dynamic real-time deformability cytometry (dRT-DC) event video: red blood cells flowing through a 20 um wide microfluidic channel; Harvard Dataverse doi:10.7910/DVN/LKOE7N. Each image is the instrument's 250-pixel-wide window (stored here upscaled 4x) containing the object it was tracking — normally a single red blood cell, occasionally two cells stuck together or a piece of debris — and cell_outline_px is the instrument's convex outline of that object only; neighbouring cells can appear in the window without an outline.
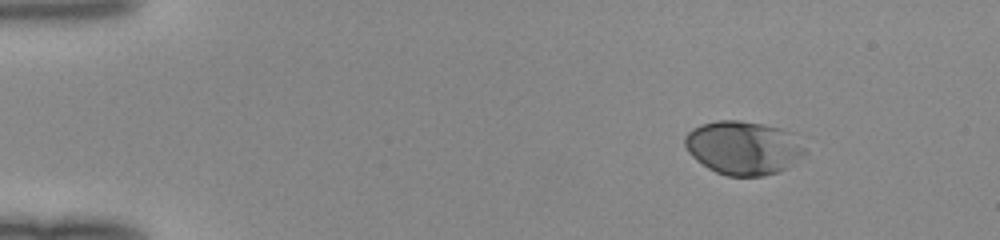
{"species": "human", "species_latin": "Homo sapiens", "temperature_condition": "room temperature", "stored_images_in_passage": 44, "camera_frame_rate_fps": 3000, "um_per_image_px": 0.085, "donor": {"sex": "female"}, "frame": {"image": 1, "passage_image": 1, "time_ms": 0.0, "image_size_px": [1000, 240], "cell_outline_px": [[808, 152], [788, 168], [764, 176], [728, 176], [716, 172], [708, 168], [696, 160], [688, 152], [684, 144], [684, 136], [692, 128], [700, 124], [716, 120], [740, 120], [764, 124], [780, 128], [792, 132]], "centroid_in_image_um": [63.18, 12.55], "position_along_channel_um": 21.8, "area_um2": 37.92}}
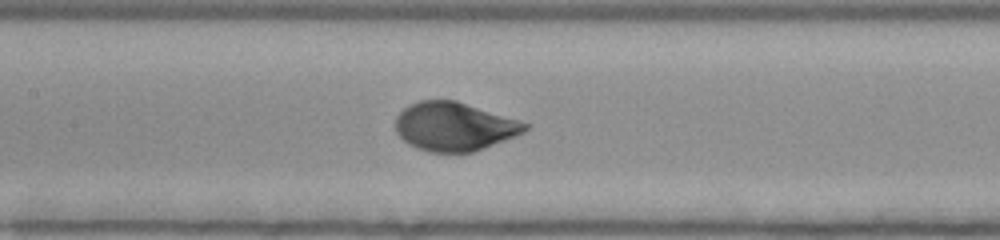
{"frame": {"image": 2, "passage_image": 19, "time_ms": 6.0, "image_size_px": [1000, 240], "cell_outline_px": [[532, 124], [524, 132], [516, 136], [472, 152], [428, 152], [416, 148], [408, 144], [396, 132], [396, 116], [404, 108], [420, 100], [456, 100]], "centroid_in_image_um": [38.62, 10.75], "position_along_channel_um": 168.8, "area_um2": 36.65}}
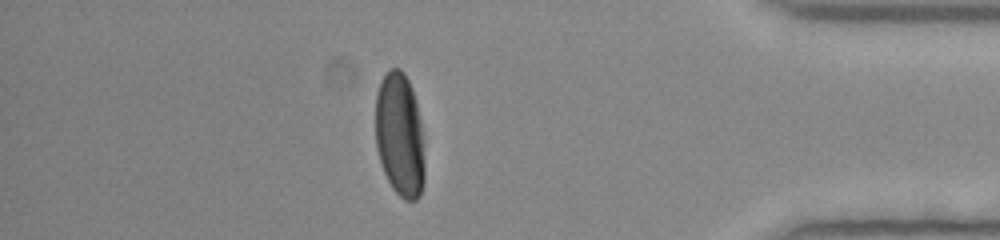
{"frame": {"image": 3, "passage_image": 38, "time_ms": 12.333, "image_size_px": [1000, 240], "cell_outline_px": [[424, 180], [420, 196], [416, 200], [404, 200], [392, 188], [384, 172], [376, 148], [376, 92], [380, 80], [392, 68], [400, 68], [404, 72], [412, 88], [416, 100], [420, 120], [424, 164]], "centroid_in_image_um": [33.97, 11.47], "position_along_channel_um": 401.2, "area_um2": 35.49}}